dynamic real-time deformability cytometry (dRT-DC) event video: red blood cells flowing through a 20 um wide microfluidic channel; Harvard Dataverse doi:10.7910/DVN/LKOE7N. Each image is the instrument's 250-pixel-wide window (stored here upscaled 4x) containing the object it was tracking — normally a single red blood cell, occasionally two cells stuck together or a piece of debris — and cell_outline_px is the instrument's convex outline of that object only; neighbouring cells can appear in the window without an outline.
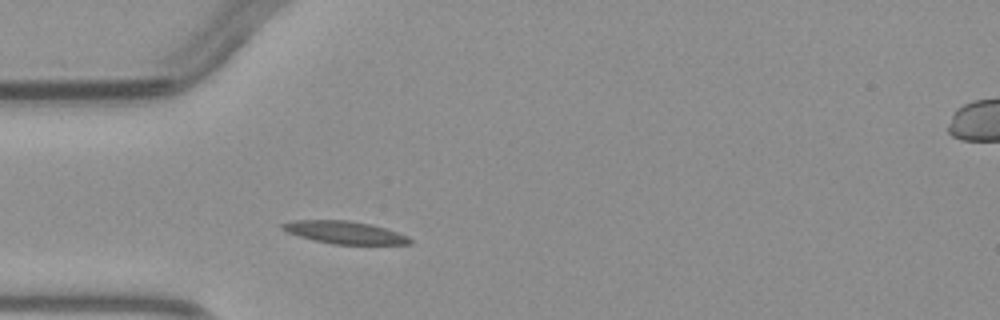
{"species": "common noctule bat (a hibernating species)", "species_latin": "Nyctalus noctula", "temperature_condition": "warm", "stored_images_in_passage": 2, "segment_of_instrument_passage": [1, 2], "camera_frame_rate_fps": 3000, "um_per_image_px": 0.085, "animal": {"sex": "male", "body_mass_g": 23.1, "forearm_length_mm": 52.7}, "frame": {"image": 1, "passage_image": 1, "time_ms": 0.0, "image_size_px": [1000, 320], "cell_outline_px": [[412, 244], [332, 244], [312, 240], [288, 232], [280, 228], [280, 224], [292, 220], [348, 220], [372, 224], [408, 236], [412, 240]], "centroid_in_image_um": [29.27, 19.75], "position_along_channel_um": 55.7, "area_um2": 16.76}}